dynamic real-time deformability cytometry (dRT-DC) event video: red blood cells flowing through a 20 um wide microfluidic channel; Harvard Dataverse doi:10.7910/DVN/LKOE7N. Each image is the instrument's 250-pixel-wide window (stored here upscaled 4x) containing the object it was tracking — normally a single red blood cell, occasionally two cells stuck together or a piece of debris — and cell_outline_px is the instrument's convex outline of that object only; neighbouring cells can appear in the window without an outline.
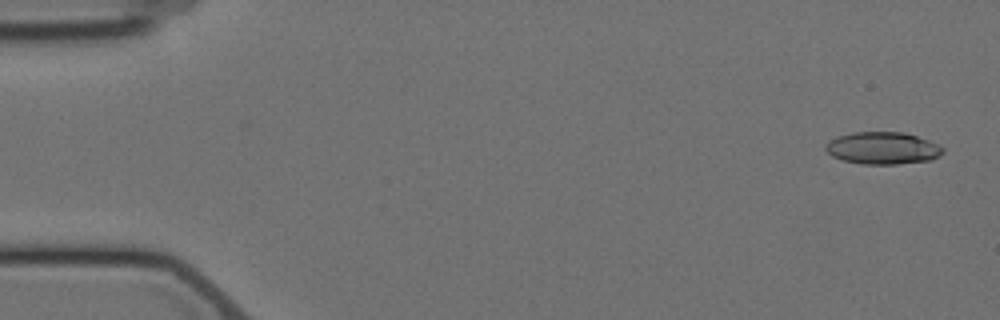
{"species": "Egyptian fruit bat (a non-hibernating species)", "species_latin": "Rousettus aegyptiacus", "temperature_condition": "cold", "stored_images_in_passage": 4, "camera_frame_rate_fps": 3000, "um_per_image_px": 0.085, "animal": {"sex": "female"}, "frame": {"image": 1, "passage_image": 1, "time_ms": 0.0, "image_size_px": [1000, 320], "cell_outline_px": [[944, 152], [940, 156], [932, 160], [896, 164], [864, 164], [844, 160], [832, 156], [824, 148], [824, 144], [828, 140], [836, 136], [852, 132], [904, 132], [940, 144], [944, 148]], "centroid_in_image_um": [75.03, 12.58], "position_along_channel_um": 10.0, "area_um2": 22.25}}
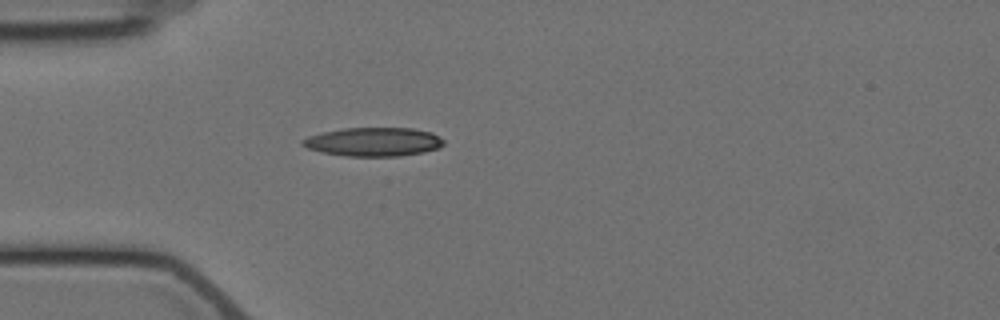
{"frame": {"image": 2, "passage_image": 4, "time_ms": 4.667, "image_size_px": [1000, 320], "cell_outline_px": [[444, 144], [440, 148], [424, 152], [400, 156], [344, 156], [320, 152], [308, 148], [300, 144], [300, 140], [308, 136], [324, 132], [344, 128], [412, 128], [432, 132], [444, 140]], "centroid_in_image_um": [31.75, 12.06], "position_along_channel_um": 53.2, "area_um2": 23.81}}